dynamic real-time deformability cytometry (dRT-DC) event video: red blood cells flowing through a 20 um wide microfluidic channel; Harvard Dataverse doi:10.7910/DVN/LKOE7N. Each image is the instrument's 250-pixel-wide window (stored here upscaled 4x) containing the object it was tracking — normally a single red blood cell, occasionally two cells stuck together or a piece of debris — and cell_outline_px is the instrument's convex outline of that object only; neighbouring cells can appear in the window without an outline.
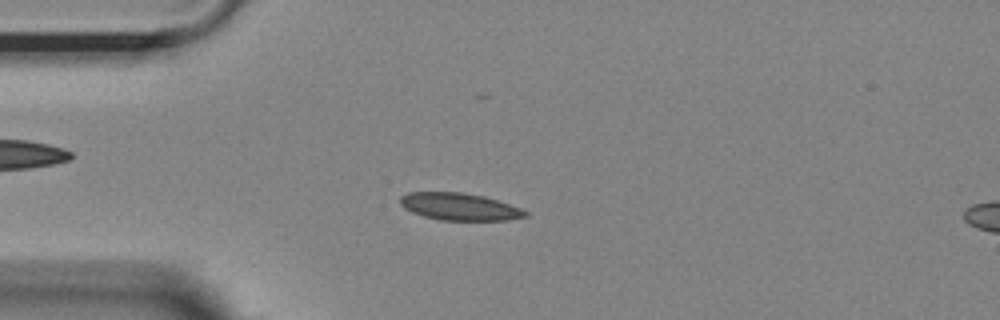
{"species": "Egyptian fruit bat (a non-hibernating species)", "species_latin": "Rousettus aegyptiacus", "temperature_condition": "room temperature", "stored_images_in_passage": 44, "camera_frame_rate_fps": 3000, "um_per_image_px": 0.085, "animal": {"sex": "female"}, "frame": {"image": 1, "passage_image": 3, "time_ms": 0.667, "image_size_px": [1000, 320], "cell_outline_px": [[528, 216], [508, 220], [440, 220], [424, 216], [412, 212], [404, 208], [400, 204], [400, 196], [408, 192], [464, 192], [484, 196], [520, 208], [528, 212]], "centroid_in_image_um": [39.04, 17.56], "position_along_channel_um": 46.0, "area_um2": 19.83}}
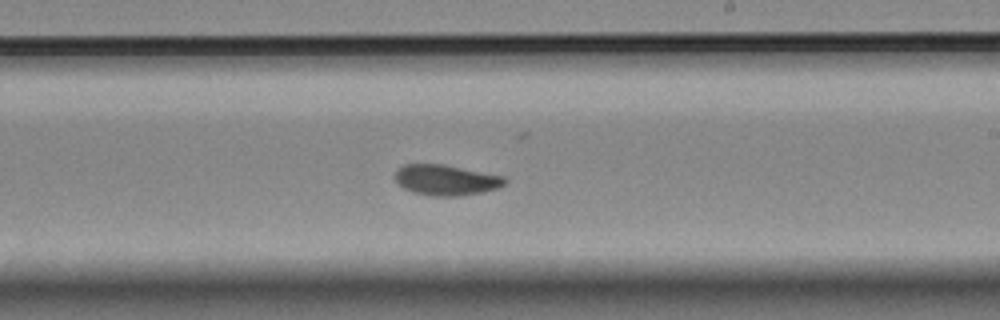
{"frame": {"image": 2, "passage_image": 21, "time_ms": 6.667, "image_size_px": [1000, 320], "cell_outline_px": [[508, 180], [504, 184], [496, 188], [484, 192], [460, 196], [432, 196], [412, 192], [404, 188], [396, 180], [396, 172], [404, 164], [444, 164], [504, 176]], "centroid_in_image_um": [37.94, 15.3], "position_along_channel_um": 251.1, "area_um2": 19.48}}
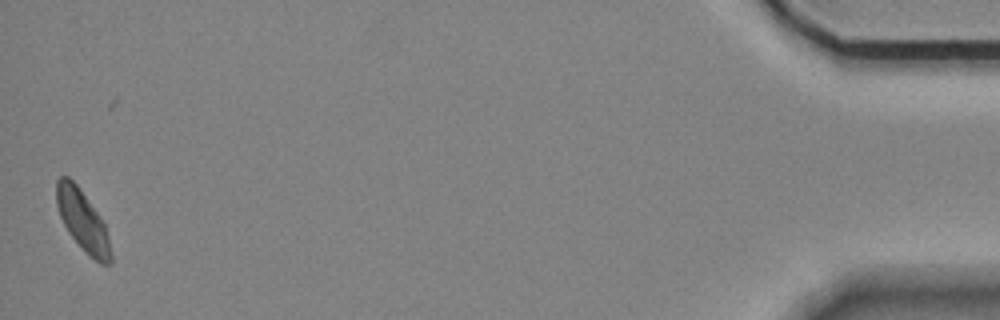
{"frame": {"image": 3, "passage_image": 43, "time_ms": 14.0, "image_size_px": [1000, 320], "cell_outline_px": [[112, 264], [100, 264], [88, 256], [84, 252], [68, 232], [60, 216], [56, 204], [56, 180], [60, 176], [68, 176], [76, 184], [100, 216], [104, 224], [108, 236], [112, 256]], "centroid_in_image_um": [7.02, 18.79], "position_along_channel_um": 428.2, "area_um2": 19.25}, "authors_computed_cell_mechanics": {"area_um2": 19.3052, "velocity_mm_per_s": 3.6555, "shape_relaxation_time_tau1_ms": 11.0369, "shape_relaxation_time_tau2_ms": null, "deformation_change_tau1": 0.1598, "deformation_change_tau2": null}}